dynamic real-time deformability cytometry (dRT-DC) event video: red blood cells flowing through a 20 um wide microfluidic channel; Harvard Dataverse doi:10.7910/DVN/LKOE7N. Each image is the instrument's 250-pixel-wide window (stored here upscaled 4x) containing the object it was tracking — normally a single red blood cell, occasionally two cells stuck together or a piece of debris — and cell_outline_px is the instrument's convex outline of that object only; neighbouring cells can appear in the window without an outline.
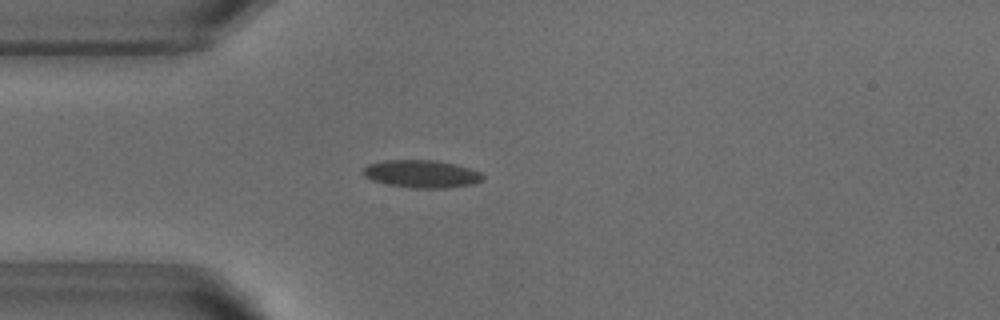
{"species": "common noctule bat (a hibernating species)", "species_latin": "Nyctalus noctula", "temperature_condition": "warm", "stored_images_in_passage": 43, "camera_frame_rate_fps": 3000, "um_per_image_px": 0.085, "animal": {"sex": "male", "body_mass_g": 18.8}, "frame": {"image": 1, "passage_image": 5, "time_ms": 1.333, "image_size_px": [1000, 320], "cell_outline_px": [[484, 180], [472, 184], [448, 188], [412, 188], [388, 184], [372, 180], [364, 176], [360, 172], [368, 164], [384, 160], [436, 160], [456, 164], [480, 172], [484, 176]], "centroid_in_image_um": [35.83, 14.78], "position_along_channel_um": 49.2, "area_um2": 19.42}}
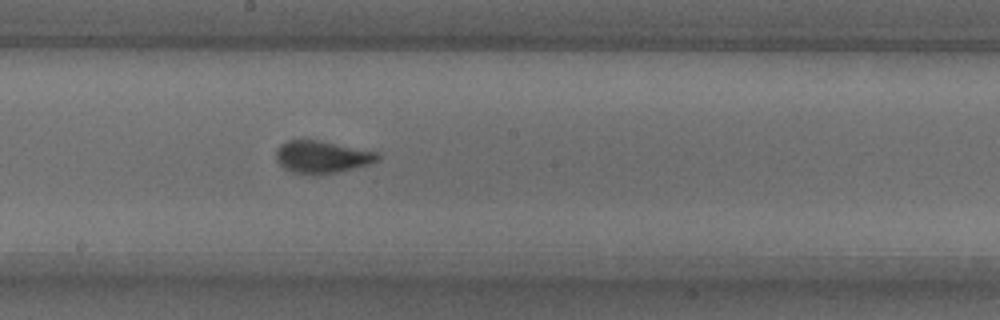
{"frame": {"image": 2, "passage_image": 19, "time_ms": 6.0, "image_size_px": [1000, 320], "cell_outline_px": [[380, 160], [368, 164], [336, 172], [292, 172], [284, 168], [276, 160], [276, 152], [280, 144], [288, 140], [320, 140], [380, 152]], "centroid_in_image_um": [27.4, 13.29], "position_along_channel_um": 220.8, "area_um2": 18.73}}
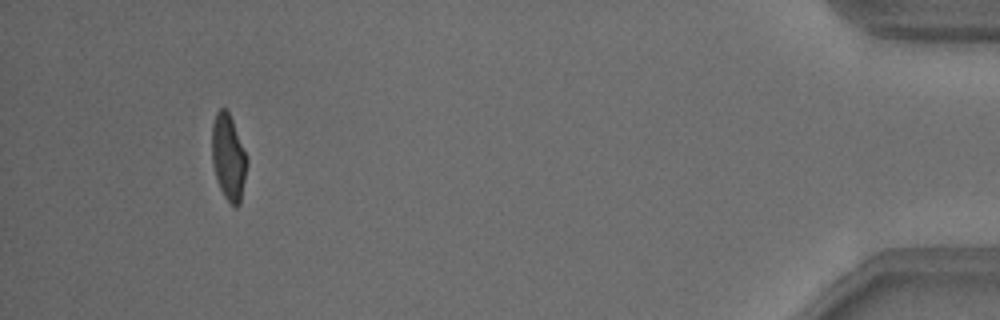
{"frame": {"image": 3, "passage_image": 40, "time_ms": 13.0, "image_size_px": [1000, 320], "cell_outline_px": [[248, 164], [240, 204], [236, 208], [224, 196], [220, 188], [212, 164], [212, 124], [216, 112], [220, 108], [224, 108], [228, 112], [232, 120], [248, 156]], "centroid_in_image_um": [19.43, 13.37], "position_along_channel_um": 415.8, "area_um2": 17.63}, "authors_computed_cell_mechanics": {"area_um2": 18.5538, "velocity_mm_per_s": 3.8327, "shape_relaxation_time_tau1_ms": 2.9316, "shape_relaxation_time_tau2_ms": 0.6637, "deformation_change_tau1": 0.1567, "deformation_change_tau2": 0.0634}}